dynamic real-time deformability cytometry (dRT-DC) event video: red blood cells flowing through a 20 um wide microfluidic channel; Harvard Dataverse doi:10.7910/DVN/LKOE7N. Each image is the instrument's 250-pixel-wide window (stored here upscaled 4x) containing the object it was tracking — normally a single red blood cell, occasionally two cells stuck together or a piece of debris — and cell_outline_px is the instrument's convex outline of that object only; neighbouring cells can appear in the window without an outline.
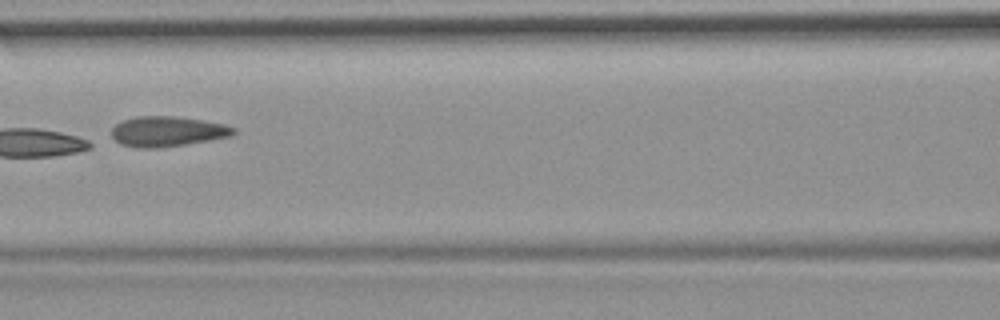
{"species": "common noctule bat (a hibernating species)", "species_latin": "Nyctalus noctula", "temperature_condition": "room temperature", "stored_images_in_passage": 10, "camera_frame_rate_fps": 3000, "um_per_image_px": 0.085, "animal": {"sex": "female", "body_mass_g": 19.9}, "frame": {"image": 1, "passage_image": 7, "time_ms": 7.333, "image_size_px": [1000, 320], "cell_outline_px": [[236, 132], [228, 136], [208, 140], [184, 144], [156, 148], [140, 148], [120, 144], [112, 136], [112, 128], [120, 120], [136, 116], [176, 116], [224, 124], [236, 128]], "centroid_in_image_um": [14.18, 11.16], "position_along_channel_um": 152.4, "area_um2": 21.27}}